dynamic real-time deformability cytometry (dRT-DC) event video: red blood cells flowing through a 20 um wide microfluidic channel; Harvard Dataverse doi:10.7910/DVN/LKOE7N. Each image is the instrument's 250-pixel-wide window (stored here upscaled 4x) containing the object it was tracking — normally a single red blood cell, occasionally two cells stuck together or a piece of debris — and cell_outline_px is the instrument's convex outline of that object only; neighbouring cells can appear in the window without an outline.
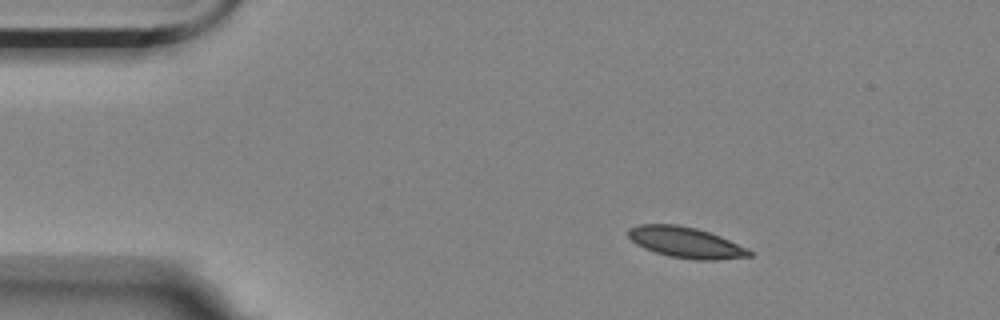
{"species": "Egyptian fruit bat (a non-hibernating species)", "species_latin": "Rousettus aegyptiacus", "temperature_condition": "room temperature", "stored_images_in_passage": 49, "camera_frame_rate_fps": 3000, "um_per_image_px": 0.085, "animal": {"sex": "female"}, "frame": {"image": 1, "passage_image": 1, "time_ms": 0.0, "image_size_px": [1000, 320], "cell_outline_px": [[752, 256], [716, 260], [696, 260], [668, 256], [644, 248], [636, 244], [628, 236], [628, 228], [640, 224], [676, 224], [696, 228], [720, 236], [748, 248], [752, 252]], "centroid_in_image_um": [58.29, 20.61], "position_along_channel_um": 26.7, "area_um2": 21.73}}
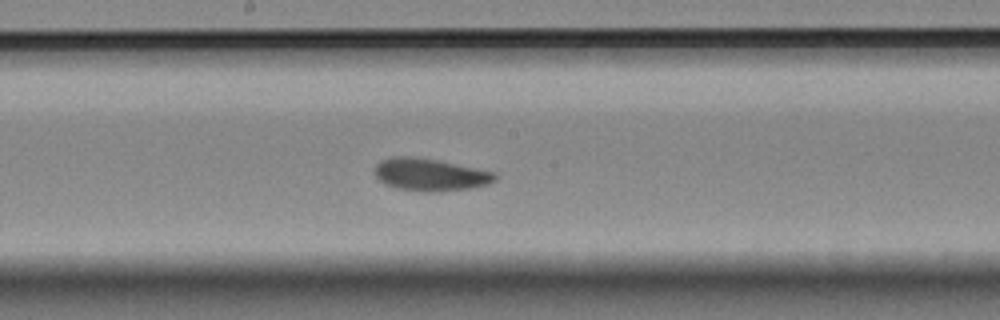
{"frame": {"image": 2, "passage_image": 22, "time_ms": 7.0, "image_size_px": [1000, 320], "cell_outline_px": [[496, 180], [488, 184], [472, 188], [440, 192], [428, 192], [396, 188], [384, 184], [372, 172], [376, 164], [380, 160], [392, 156], [416, 156], [496, 172]], "centroid_in_image_um": [36.53, 14.84], "position_along_channel_um": 211.7, "area_um2": 23.0}}
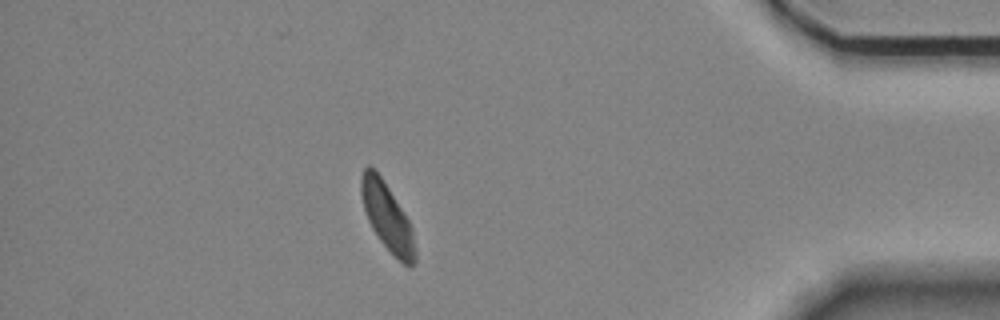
{"frame": {"image": 3, "passage_image": 42, "time_ms": 13.667, "image_size_px": [1000, 320], "cell_outline_px": [[416, 260], [412, 264], [404, 264], [380, 240], [372, 228], [368, 220], [364, 208], [360, 192], [360, 176], [364, 168], [368, 164], [380, 176], [388, 188], [408, 220], [412, 228], [416, 252]], "centroid_in_image_um": [32.89, 18.41], "position_along_channel_um": 402.3, "area_um2": 20.58}, "authors_computed_cell_mechanics": {"area_um2": 22.1374, "velocity_mm_per_s": 3.4955, "shape_relaxation_time_tau1_ms": 2.923, "shape_relaxation_time_tau2_ms": 6.3467, "deformation_change_tau1": 0.0937, "deformation_change_tau2": 0.0676}}